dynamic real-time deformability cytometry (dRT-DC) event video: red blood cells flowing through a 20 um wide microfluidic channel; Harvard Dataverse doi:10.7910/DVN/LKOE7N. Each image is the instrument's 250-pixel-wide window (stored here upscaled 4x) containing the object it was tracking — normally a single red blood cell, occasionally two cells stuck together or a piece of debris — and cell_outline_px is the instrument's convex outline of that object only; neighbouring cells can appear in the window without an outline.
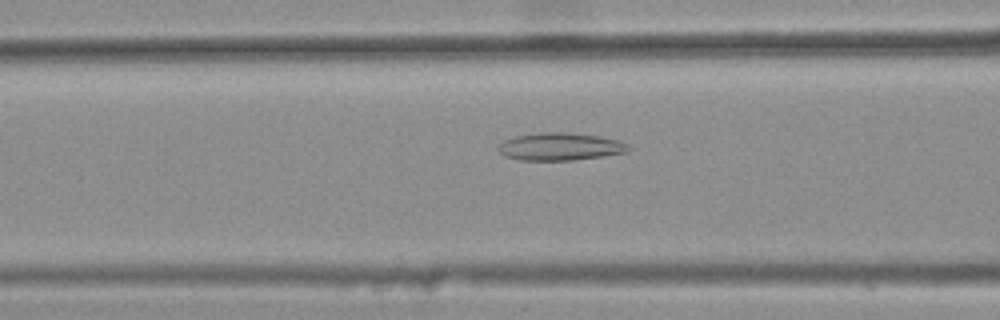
{"species": "common noctule bat (a hibernating species)", "species_latin": "Nyctalus noctula", "temperature_condition": "warm", "stored_images_in_passage": 32, "camera_frame_rate_fps": 3000, "um_per_image_px": 0.085, "animal": {"sex": "female", "body_mass_g": 25.1}, "frame": {"image": 1, "passage_image": 6, "time_ms": 1.667, "image_size_px": [1000, 320], "cell_outline_px": [[632, 148], [628, 152], [604, 156], [572, 160], [520, 160], [504, 156], [500, 152], [500, 144], [504, 140], [516, 136], [540, 132], [564, 132], [600, 136], [620, 140], [628, 144]], "centroid_in_image_um": [47.67, 12.46], "position_along_channel_um": 118.9, "area_um2": 20.98}}
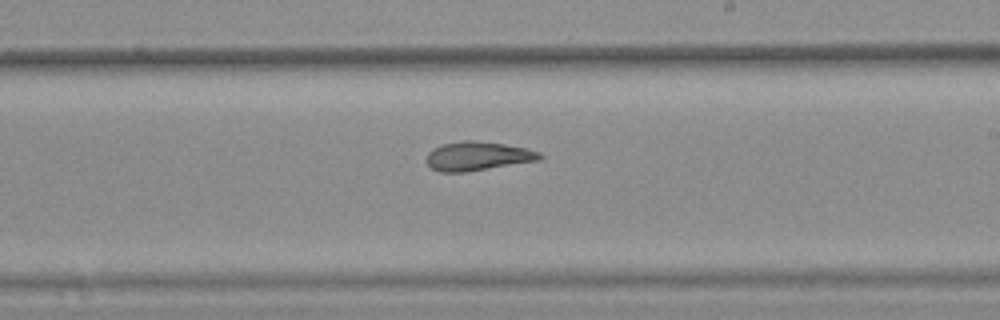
{"frame": {"image": 2, "passage_image": 16, "time_ms": 5.0, "image_size_px": [1000, 320], "cell_outline_px": [[544, 156], [540, 160], [464, 172], [440, 172], [432, 168], [424, 160], [428, 152], [432, 148], [440, 144], [464, 140], [472, 140], [504, 144], [528, 148], [540, 152]], "centroid_in_image_um": [40.58, 13.26], "position_along_channel_um": 248.4, "area_um2": 19.25}}
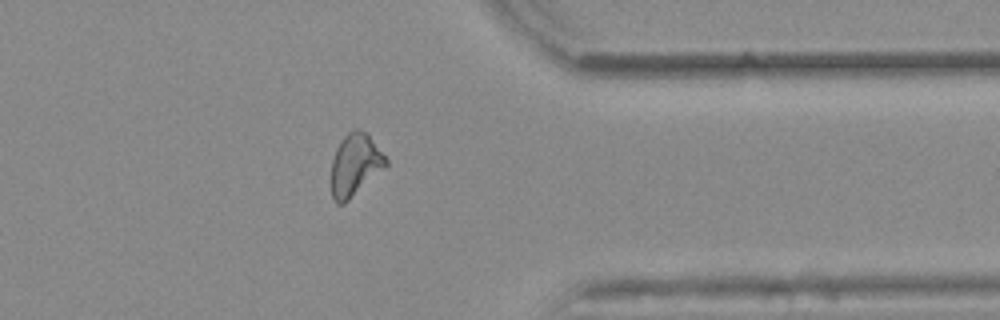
{"frame": {"image": 3, "passage_image": 27, "time_ms": 8.667, "image_size_px": [1000, 320], "cell_outline_px": [[388, 164], [344, 204], [336, 204], [332, 196], [332, 160], [336, 148], [344, 136], [348, 132], [356, 128], [360, 128], [368, 132], [388, 160]], "centroid_in_image_um": [30.19, 13.97], "position_along_channel_um": 381.2, "area_um2": 19.71}, "authors_computed_cell_mechanics": {"area_um2": 19.2763, "velocity_mm_per_s": 3.8938, "shape_relaxation_time_tau1_ms": null, "shape_relaxation_time_tau2_ms": 3.789, "deformation_change_tau1": null, "deformation_change_tau2": 0.1393}}